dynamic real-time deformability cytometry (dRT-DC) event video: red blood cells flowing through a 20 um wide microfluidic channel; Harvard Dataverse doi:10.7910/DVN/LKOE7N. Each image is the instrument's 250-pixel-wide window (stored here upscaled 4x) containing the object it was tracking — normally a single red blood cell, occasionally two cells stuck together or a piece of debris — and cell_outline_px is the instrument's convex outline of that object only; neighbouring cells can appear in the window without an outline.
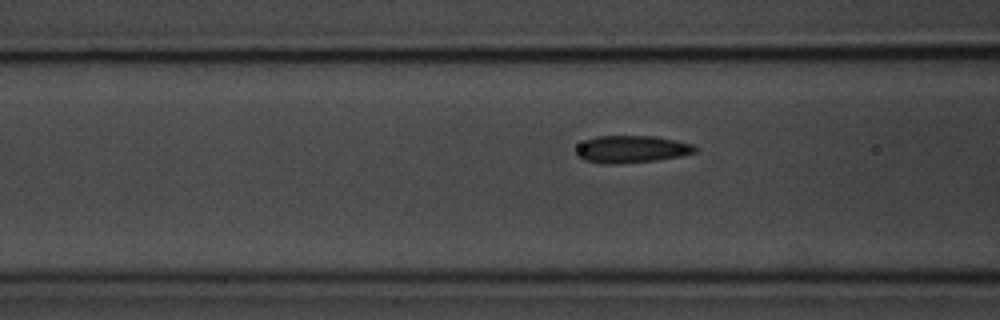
{"species": "common noctule bat (a hibernating species)", "species_latin": "Nyctalus noctula", "temperature_condition": "room temperature", "stored_images_in_passage": 39, "camera_frame_rate_fps": 3000, "um_per_image_px": 0.085, "animal": {"sex": "male", "body_mass_g": 20.1, "forearm_length_mm": 53.5}, "frame": {"image": 1, "passage_image": 9, "time_ms": 2.667, "image_size_px": [1000, 320], "cell_outline_px": [[700, 148], [696, 152], [680, 156], [656, 160], [616, 164], [604, 164], [584, 160], [576, 156], [576, 152], [580, 144], [584, 140], [596, 136], [656, 136], [676, 140], [692, 144]], "centroid_in_image_um": [53.69, 12.68], "position_along_channel_um": 112.9, "area_um2": 19.02}}
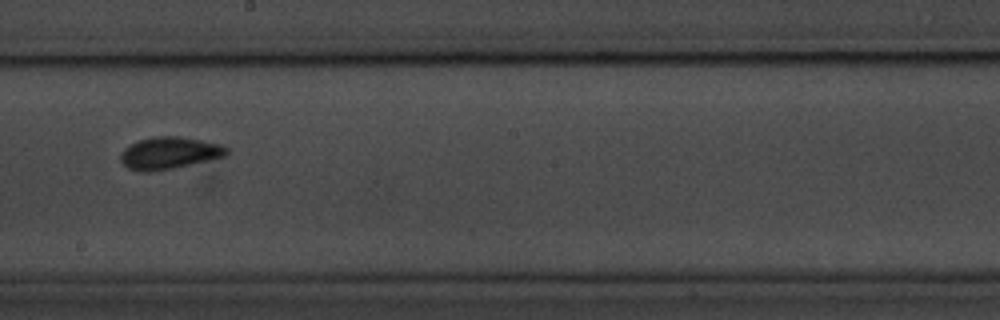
{"frame": {"image": 2, "passage_image": 19, "time_ms": 6.0, "image_size_px": [1000, 320], "cell_outline_px": [[228, 156], [172, 168], [148, 172], [144, 172], [128, 168], [120, 160], [120, 156], [124, 148], [136, 140], [152, 136], [180, 136], [224, 144], [228, 148]], "centroid_in_image_um": [14.41, 12.98], "position_along_channel_um": 233.8, "area_um2": 20.06}}
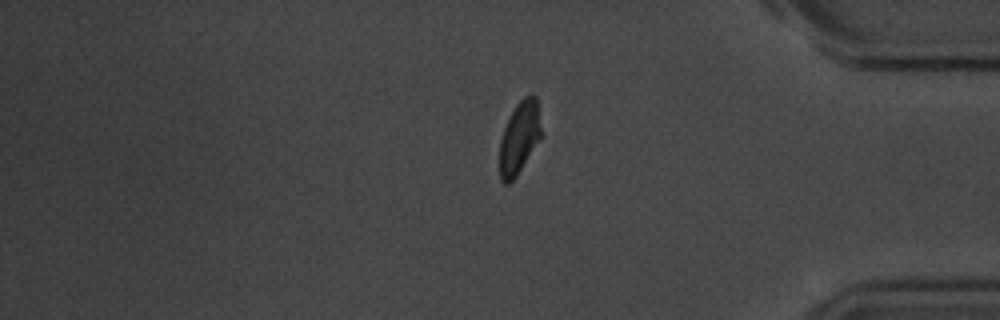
{"frame": {"image": 3, "passage_image": 34, "time_ms": 11.0, "image_size_px": [1000, 320], "cell_outline_px": [[540, 136], [516, 176], [508, 184], [504, 184], [500, 180], [500, 140], [504, 128], [516, 104], [524, 96], [532, 92], [536, 96], [540, 128]], "centroid_in_image_um": [44.11, 11.67], "position_along_channel_um": 391.1, "area_um2": 16.94}, "authors_computed_cell_mechanics": {"area_um2": 18.6116, "velocity_mm_per_s": 3.6224, "shape_relaxation_time_tau1_ms": 3.0963, "shape_relaxation_time_tau2_ms": 0.7351, "deformation_change_tau1": 0.1245, "deformation_change_tau2": 0.0549}}